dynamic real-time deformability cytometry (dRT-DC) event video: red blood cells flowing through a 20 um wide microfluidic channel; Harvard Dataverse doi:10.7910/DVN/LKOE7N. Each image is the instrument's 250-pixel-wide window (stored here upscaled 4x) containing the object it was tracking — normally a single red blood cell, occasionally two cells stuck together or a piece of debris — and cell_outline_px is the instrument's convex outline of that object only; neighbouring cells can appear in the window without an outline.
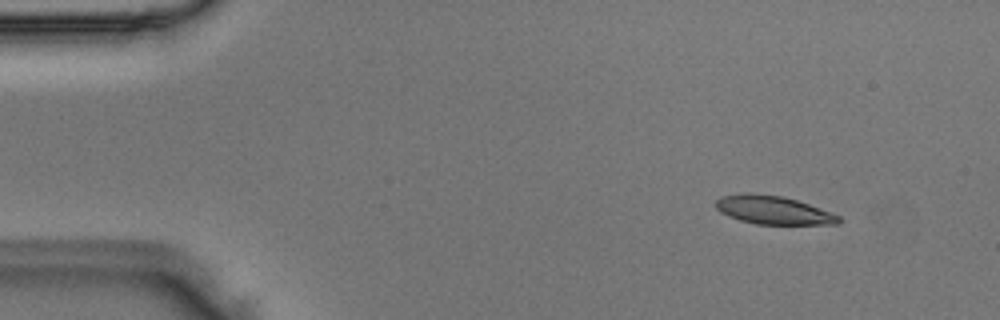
{"species": "Egyptian fruit bat (a non-hibernating species)", "species_latin": "Rousettus aegyptiacus", "temperature_condition": "room temperature", "stored_images_in_passage": 46, "camera_frame_rate_fps": 3000, "um_per_image_px": 0.085, "animal": {"sex": "male"}, "frame": {"image": 1, "passage_image": 2, "time_ms": 0.333, "image_size_px": [1000, 320], "cell_outline_px": [[840, 220], [836, 224], [756, 224], [740, 220], [728, 216], [720, 212], [716, 208], [716, 200], [720, 196], [740, 192], [752, 192], [784, 196], [832, 212], [840, 216]], "centroid_in_image_um": [65.67, 17.83], "position_along_channel_um": 19.3, "area_um2": 20.52}}
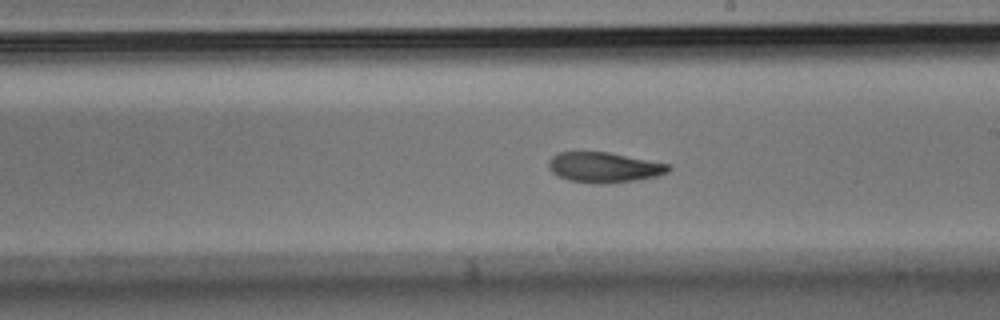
{"frame": {"image": 2, "passage_image": 25, "time_ms": 8.0, "image_size_px": [1000, 320], "cell_outline_px": [[672, 168], [668, 172], [656, 176], [636, 180], [600, 184], [596, 184], [568, 180], [552, 172], [548, 168], [548, 160], [556, 152], [608, 152], [672, 164]], "centroid_in_image_um": [51.36, 14.22], "position_along_channel_um": 237.6, "area_um2": 21.27}}
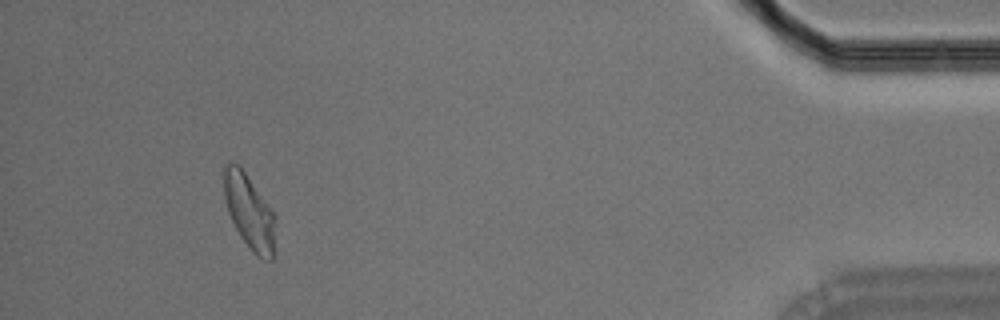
{"frame": {"image": 3, "passage_image": 43, "time_ms": 14.0, "image_size_px": [1000, 320], "cell_outline_px": [[272, 260], [264, 260], [256, 256], [248, 248], [240, 236], [228, 212], [224, 200], [224, 168], [228, 164], [240, 164], [272, 212]], "centroid_in_image_um": [21.12, 17.98], "position_along_channel_um": 414.1, "area_um2": 21.39}}